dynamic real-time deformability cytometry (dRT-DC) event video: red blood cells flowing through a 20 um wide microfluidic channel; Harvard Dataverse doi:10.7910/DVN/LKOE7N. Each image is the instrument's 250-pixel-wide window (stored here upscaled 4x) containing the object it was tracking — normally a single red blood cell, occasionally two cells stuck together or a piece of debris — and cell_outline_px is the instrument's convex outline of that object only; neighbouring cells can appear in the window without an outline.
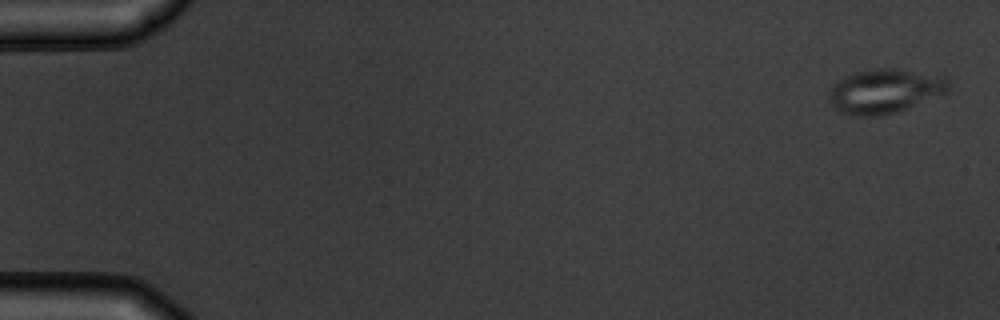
{"species": "common noctule bat (a hibernating species)", "species_latin": "Nyctalus noctula", "temperature_condition": "warm", "stored_images_in_passage": 5, "camera_frame_rate_fps": 3000, "um_per_image_px": 0.085, "animal": {"sex": "male", "body_mass_g": 19.5, "forearm_length_mm": 54.6}, "frame": {"image": 1, "passage_image": 1, "time_ms": 0.0, "image_size_px": [1000, 320], "cell_outline_px": [[948, 92], [896, 112], [880, 116], [852, 116], [840, 112], [832, 104], [828, 96], [832, 84], [844, 76], [856, 72], [872, 68], [900, 68], [944, 76], [948, 80]], "centroid_in_image_um": [75.19, 7.73], "position_along_channel_um": 9.8, "area_um2": 31.04}}